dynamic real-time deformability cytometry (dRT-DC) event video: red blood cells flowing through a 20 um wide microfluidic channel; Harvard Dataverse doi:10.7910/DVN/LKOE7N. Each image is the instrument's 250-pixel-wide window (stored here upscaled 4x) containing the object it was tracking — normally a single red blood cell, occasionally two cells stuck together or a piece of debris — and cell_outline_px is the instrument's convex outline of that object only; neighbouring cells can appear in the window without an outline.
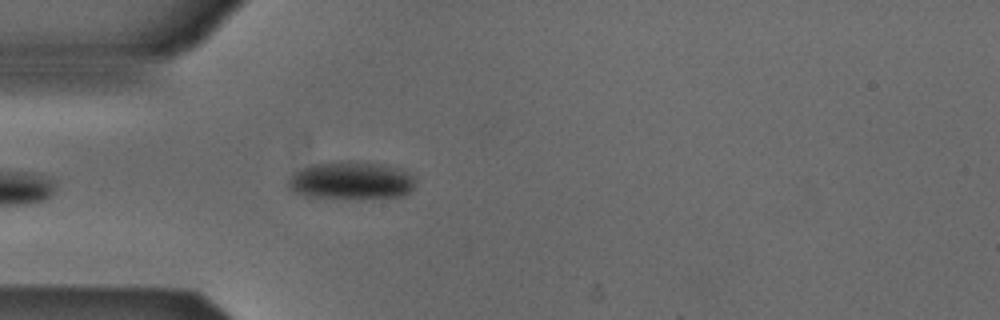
{"species": "Egyptian fruit bat (a non-hibernating species)", "species_latin": "Rousettus aegyptiacus", "temperature_condition": "cold", "stored_images_in_passage": 2, "camera_frame_rate_fps": 3000, "um_per_image_px": 0.085, "animal": {"sex": "male"}, "frame": {"image": 1, "passage_image": 2, "time_ms": 0.333, "image_size_px": [1000, 320], "cell_outline_px": [[412, 188], [404, 196], [360, 200], [308, 196], [296, 192], [288, 188], [288, 176], [292, 172], [312, 164], [340, 160], [376, 164], [400, 168], [412, 176]], "centroid_in_image_um": [29.78, 15.37], "position_along_channel_um": 55.2, "area_um2": 28.32}}